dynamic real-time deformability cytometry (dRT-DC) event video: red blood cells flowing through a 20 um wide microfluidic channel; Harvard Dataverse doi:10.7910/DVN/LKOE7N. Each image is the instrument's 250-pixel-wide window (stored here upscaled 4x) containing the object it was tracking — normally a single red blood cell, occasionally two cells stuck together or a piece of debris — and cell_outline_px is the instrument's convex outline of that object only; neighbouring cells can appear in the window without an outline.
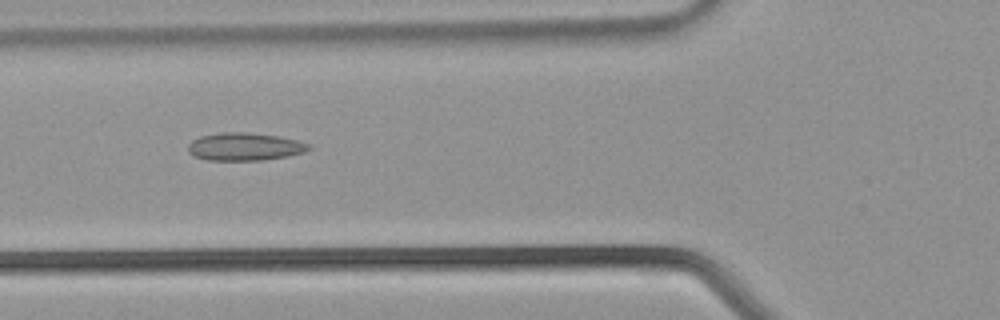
{"species": "common noctule bat (a hibernating species)", "species_latin": "Nyctalus noctula", "temperature_condition": "warm", "stored_images_in_passage": 12, "camera_frame_rate_fps": 3000, "um_per_image_px": 0.085, "animal": {"sex": "male", "body_mass_g": 21.5, "forearm_length_mm": 52.0}, "frame": {"image": 1, "passage_image": 3, "time_ms": 0.667, "image_size_px": [1000, 320], "cell_outline_px": [[312, 148], [304, 152], [288, 156], [264, 160], [208, 160], [192, 156], [188, 152], [188, 144], [192, 140], [200, 136], [220, 132], [244, 132], [276, 136], [296, 140], [312, 144]], "centroid_in_image_um": [20.78, 12.47], "position_along_channel_um": 105.0, "area_um2": 19.65}}
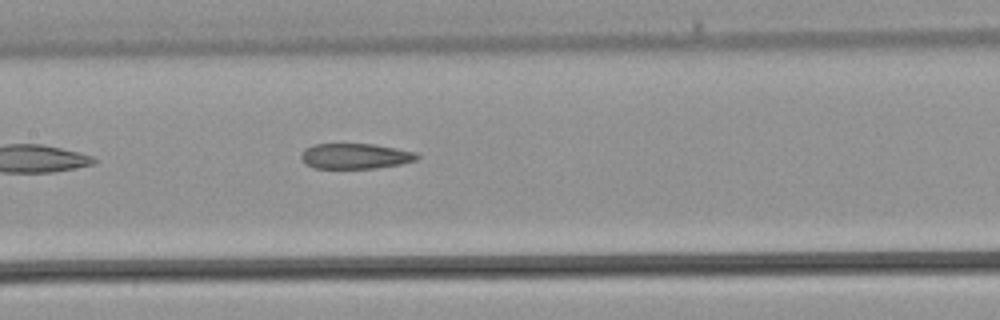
{"frame": {"image": 2, "passage_image": 7, "time_ms": 2.0, "image_size_px": [1000, 320], "cell_outline_px": [[420, 156], [416, 160], [400, 164], [376, 168], [316, 168], [304, 164], [300, 156], [304, 148], [312, 144], [372, 144], [396, 148], [416, 152]], "centroid_in_image_um": [30.17, 13.26], "position_along_channel_um": 177.2, "area_um2": 17.22}}
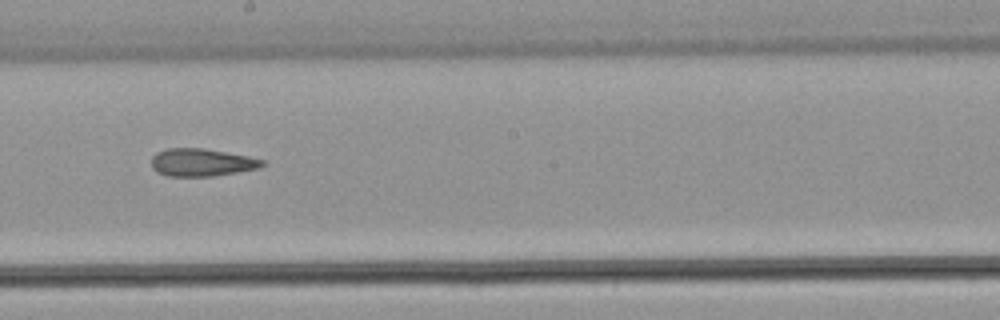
{"frame": {"image": 3, "passage_image": 10, "time_ms": 3.0, "image_size_px": [1000, 320], "cell_outline_px": [[264, 164], [256, 168], [236, 172], [212, 176], [168, 176], [156, 172], [152, 168], [152, 156], [156, 152], [168, 148], [204, 148], [248, 156], [264, 160]], "centroid_in_image_um": [17.09, 13.8], "position_along_channel_um": 231.1, "area_um2": 17.74}}